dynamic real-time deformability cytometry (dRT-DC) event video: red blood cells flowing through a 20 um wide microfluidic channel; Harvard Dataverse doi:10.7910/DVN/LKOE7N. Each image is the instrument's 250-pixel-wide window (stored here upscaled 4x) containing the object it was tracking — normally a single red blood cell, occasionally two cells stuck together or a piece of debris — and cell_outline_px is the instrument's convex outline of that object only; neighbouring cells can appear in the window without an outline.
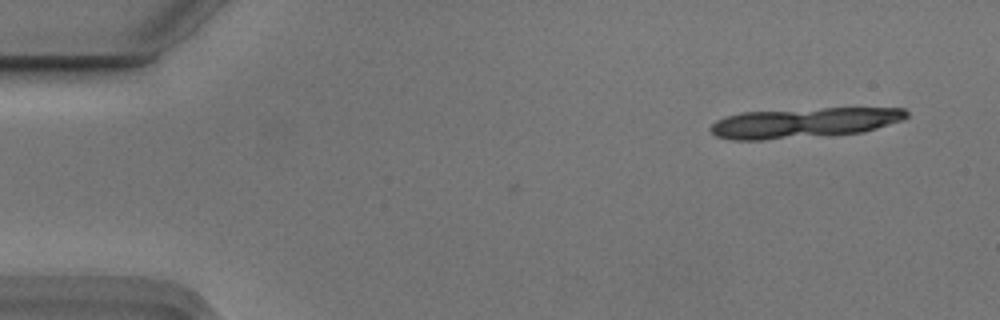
{"species": "Egyptian fruit bat (a non-hibernating species)", "species_latin": "Rousettus aegyptiacus", "temperature_condition": "cold", "stored_images_in_passage": 17, "segment_of_instrument_passage": [1, 2], "camera_frame_rate_fps": 3000, "um_per_image_px": 0.085, "animal": {"sex": "male"}, "frame": {"image": 1, "passage_image": 1, "time_ms": 0.0, "image_size_px": [1000, 320], "cell_outline_px": [[908, 116], [904, 120], [864, 132], [764, 140], [732, 140], [716, 136], [708, 128], [716, 120], [724, 116], [740, 112], [824, 108], [904, 108], [908, 112]], "centroid_in_image_um": [68.32, 10.43], "position_along_channel_um": 16.7, "area_um2": 34.51}}